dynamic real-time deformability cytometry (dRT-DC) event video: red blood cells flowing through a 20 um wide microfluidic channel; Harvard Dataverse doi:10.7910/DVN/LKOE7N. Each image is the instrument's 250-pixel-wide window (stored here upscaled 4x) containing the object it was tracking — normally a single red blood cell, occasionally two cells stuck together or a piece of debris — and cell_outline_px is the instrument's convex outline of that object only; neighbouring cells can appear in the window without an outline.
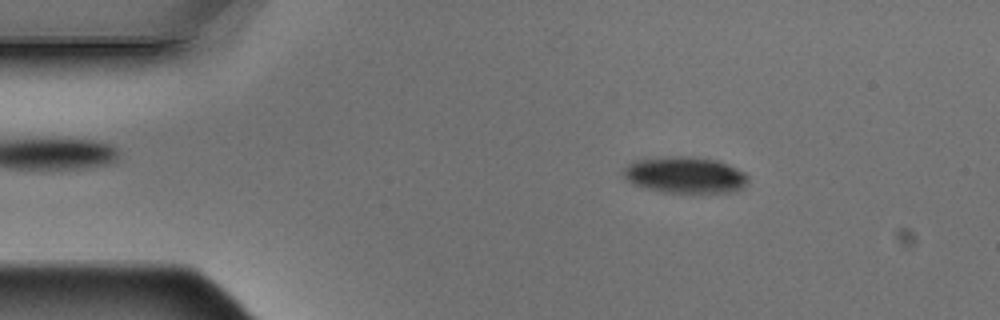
{"species": "Egyptian fruit bat (a non-hibernating species)", "species_latin": "Rousettus aegyptiacus", "temperature_condition": "warm", "stored_images_in_passage": 4, "camera_frame_rate_fps": 3000, "um_per_image_px": 0.085, "animal": {"sex": "male"}, "frame": {"image": 1, "passage_image": 2, "time_ms": 0.333, "image_size_px": [1000, 320], "cell_outline_px": [[748, 184], [736, 192], [664, 192], [644, 188], [632, 184], [620, 176], [624, 168], [632, 160], [664, 156], [692, 156], [716, 160], [728, 164], [744, 172], [748, 176]], "centroid_in_image_um": [58.18, 14.86], "position_along_channel_um": 26.8, "area_um2": 26.93}}